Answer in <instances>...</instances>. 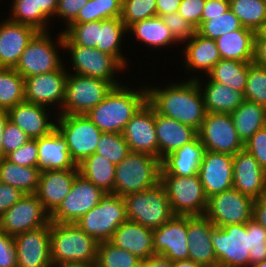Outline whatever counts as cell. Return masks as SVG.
Instances as JSON below:
<instances>
[{"label": "cell", "instance_id": "obj_1", "mask_svg": "<svg viewBox=\"0 0 266 267\" xmlns=\"http://www.w3.org/2000/svg\"><path fill=\"white\" fill-rule=\"evenodd\" d=\"M189 81L171 84L163 89L147 88V102L158 114L199 130L207 114L200 86Z\"/></svg>", "mask_w": 266, "mask_h": 267}, {"label": "cell", "instance_id": "obj_2", "mask_svg": "<svg viewBox=\"0 0 266 267\" xmlns=\"http://www.w3.org/2000/svg\"><path fill=\"white\" fill-rule=\"evenodd\" d=\"M147 102V87L137 91L124 86L113 87L86 116L104 133H121L126 123Z\"/></svg>", "mask_w": 266, "mask_h": 267}, {"label": "cell", "instance_id": "obj_3", "mask_svg": "<svg viewBox=\"0 0 266 267\" xmlns=\"http://www.w3.org/2000/svg\"><path fill=\"white\" fill-rule=\"evenodd\" d=\"M99 242L75 223L50 221L52 263H84L95 265Z\"/></svg>", "mask_w": 266, "mask_h": 267}, {"label": "cell", "instance_id": "obj_4", "mask_svg": "<svg viewBox=\"0 0 266 267\" xmlns=\"http://www.w3.org/2000/svg\"><path fill=\"white\" fill-rule=\"evenodd\" d=\"M161 159L143 152H130L116 165L113 192L120 197L145 191L160 183Z\"/></svg>", "mask_w": 266, "mask_h": 267}, {"label": "cell", "instance_id": "obj_5", "mask_svg": "<svg viewBox=\"0 0 266 267\" xmlns=\"http://www.w3.org/2000/svg\"><path fill=\"white\" fill-rule=\"evenodd\" d=\"M127 221L124 197L106 192L100 202L75 224L98 242L110 241L116 229Z\"/></svg>", "mask_w": 266, "mask_h": 267}, {"label": "cell", "instance_id": "obj_6", "mask_svg": "<svg viewBox=\"0 0 266 267\" xmlns=\"http://www.w3.org/2000/svg\"><path fill=\"white\" fill-rule=\"evenodd\" d=\"M127 220L156 229L167 223L174 213L164 187L135 192L124 197Z\"/></svg>", "mask_w": 266, "mask_h": 267}, {"label": "cell", "instance_id": "obj_7", "mask_svg": "<svg viewBox=\"0 0 266 267\" xmlns=\"http://www.w3.org/2000/svg\"><path fill=\"white\" fill-rule=\"evenodd\" d=\"M160 184L166 191L174 215H205L208 198L198 174L189 177L160 174Z\"/></svg>", "mask_w": 266, "mask_h": 267}, {"label": "cell", "instance_id": "obj_8", "mask_svg": "<svg viewBox=\"0 0 266 267\" xmlns=\"http://www.w3.org/2000/svg\"><path fill=\"white\" fill-rule=\"evenodd\" d=\"M114 86L98 78L69 74L60 115H86L97 106Z\"/></svg>", "mask_w": 266, "mask_h": 267}, {"label": "cell", "instance_id": "obj_9", "mask_svg": "<svg viewBox=\"0 0 266 267\" xmlns=\"http://www.w3.org/2000/svg\"><path fill=\"white\" fill-rule=\"evenodd\" d=\"M56 129L65 139L71 158L78 166L96 152L101 130L86 115H58Z\"/></svg>", "mask_w": 266, "mask_h": 267}, {"label": "cell", "instance_id": "obj_10", "mask_svg": "<svg viewBox=\"0 0 266 267\" xmlns=\"http://www.w3.org/2000/svg\"><path fill=\"white\" fill-rule=\"evenodd\" d=\"M211 240L218 267H250L247 222L224 227L214 226Z\"/></svg>", "mask_w": 266, "mask_h": 267}, {"label": "cell", "instance_id": "obj_11", "mask_svg": "<svg viewBox=\"0 0 266 267\" xmlns=\"http://www.w3.org/2000/svg\"><path fill=\"white\" fill-rule=\"evenodd\" d=\"M59 34L57 43L70 51L75 74L106 80L114 87L121 85L114 79V73L123 69V66L112 55L97 48L63 45V32Z\"/></svg>", "mask_w": 266, "mask_h": 267}, {"label": "cell", "instance_id": "obj_12", "mask_svg": "<svg viewBox=\"0 0 266 267\" xmlns=\"http://www.w3.org/2000/svg\"><path fill=\"white\" fill-rule=\"evenodd\" d=\"M254 200L237 189H229L208 198L205 216L216 227L241 224L253 218Z\"/></svg>", "mask_w": 266, "mask_h": 267}, {"label": "cell", "instance_id": "obj_13", "mask_svg": "<svg viewBox=\"0 0 266 267\" xmlns=\"http://www.w3.org/2000/svg\"><path fill=\"white\" fill-rule=\"evenodd\" d=\"M47 32L49 31H38L21 54L14 69L23 78L53 72L63 67L59 52Z\"/></svg>", "mask_w": 266, "mask_h": 267}, {"label": "cell", "instance_id": "obj_14", "mask_svg": "<svg viewBox=\"0 0 266 267\" xmlns=\"http://www.w3.org/2000/svg\"><path fill=\"white\" fill-rule=\"evenodd\" d=\"M104 193L79 173L75 177L68 195L50 215V221L75 223L100 202Z\"/></svg>", "mask_w": 266, "mask_h": 267}, {"label": "cell", "instance_id": "obj_15", "mask_svg": "<svg viewBox=\"0 0 266 267\" xmlns=\"http://www.w3.org/2000/svg\"><path fill=\"white\" fill-rule=\"evenodd\" d=\"M197 133L205 150L235 155L244 149L231 114L207 113Z\"/></svg>", "mask_w": 266, "mask_h": 267}, {"label": "cell", "instance_id": "obj_16", "mask_svg": "<svg viewBox=\"0 0 266 267\" xmlns=\"http://www.w3.org/2000/svg\"><path fill=\"white\" fill-rule=\"evenodd\" d=\"M50 214L36 194H25L0 217V230L15 236L47 225Z\"/></svg>", "mask_w": 266, "mask_h": 267}, {"label": "cell", "instance_id": "obj_17", "mask_svg": "<svg viewBox=\"0 0 266 267\" xmlns=\"http://www.w3.org/2000/svg\"><path fill=\"white\" fill-rule=\"evenodd\" d=\"M122 135L131 152H143L159 158L155 109L148 102L126 123Z\"/></svg>", "mask_w": 266, "mask_h": 267}, {"label": "cell", "instance_id": "obj_18", "mask_svg": "<svg viewBox=\"0 0 266 267\" xmlns=\"http://www.w3.org/2000/svg\"><path fill=\"white\" fill-rule=\"evenodd\" d=\"M17 267H51L50 222L40 228L13 236Z\"/></svg>", "mask_w": 266, "mask_h": 267}, {"label": "cell", "instance_id": "obj_19", "mask_svg": "<svg viewBox=\"0 0 266 267\" xmlns=\"http://www.w3.org/2000/svg\"><path fill=\"white\" fill-rule=\"evenodd\" d=\"M187 216L174 215L167 223L153 230L154 254L175 262L189 259Z\"/></svg>", "mask_w": 266, "mask_h": 267}, {"label": "cell", "instance_id": "obj_20", "mask_svg": "<svg viewBox=\"0 0 266 267\" xmlns=\"http://www.w3.org/2000/svg\"><path fill=\"white\" fill-rule=\"evenodd\" d=\"M199 178L207 198L233 188V155L205 150Z\"/></svg>", "mask_w": 266, "mask_h": 267}, {"label": "cell", "instance_id": "obj_21", "mask_svg": "<svg viewBox=\"0 0 266 267\" xmlns=\"http://www.w3.org/2000/svg\"><path fill=\"white\" fill-rule=\"evenodd\" d=\"M64 68L63 66L60 70L24 78L25 101L46 106V108L58 102L62 106L68 75Z\"/></svg>", "mask_w": 266, "mask_h": 267}, {"label": "cell", "instance_id": "obj_22", "mask_svg": "<svg viewBox=\"0 0 266 267\" xmlns=\"http://www.w3.org/2000/svg\"><path fill=\"white\" fill-rule=\"evenodd\" d=\"M233 188L253 200L266 193L265 170L245 149L233 155Z\"/></svg>", "mask_w": 266, "mask_h": 267}, {"label": "cell", "instance_id": "obj_23", "mask_svg": "<svg viewBox=\"0 0 266 267\" xmlns=\"http://www.w3.org/2000/svg\"><path fill=\"white\" fill-rule=\"evenodd\" d=\"M213 223L205 215L187 216L189 259L205 267H218L212 245Z\"/></svg>", "mask_w": 266, "mask_h": 267}, {"label": "cell", "instance_id": "obj_24", "mask_svg": "<svg viewBox=\"0 0 266 267\" xmlns=\"http://www.w3.org/2000/svg\"><path fill=\"white\" fill-rule=\"evenodd\" d=\"M38 31L9 19L0 24V67L15 68L21 54Z\"/></svg>", "mask_w": 266, "mask_h": 267}, {"label": "cell", "instance_id": "obj_25", "mask_svg": "<svg viewBox=\"0 0 266 267\" xmlns=\"http://www.w3.org/2000/svg\"><path fill=\"white\" fill-rule=\"evenodd\" d=\"M78 174L79 169L41 171L36 195L50 215L68 195Z\"/></svg>", "mask_w": 266, "mask_h": 267}, {"label": "cell", "instance_id": "obj_26", "mask_svg": "<svg viewBox=\"0 0 266 267\" xmlns=\"http://www.w3.org/2000/svg\"><path fill=\"white\" fill-rule=\"evenodd\" d=\"M45 107L27 101L18 103L7 110L9 121L24 131L29 139L46 136L56 128V124L49 121Z\"/></svg>", "mask_w": 266, "mask_h": 267}, {"label": "cell", "instance_id": "obj_27", "mask_svg": "<svg viewBox=\"0 0 266 267\" xmlns=\"http://www.w3.org/2000/svg\"><path fill=\"white\" fill-rule=\"evenodd\" d=\"M205 147L198 135L181 148L175 149L161 160L160 174L189 177L199 173Z\"/></svg>", "mask_w": 266, "mask_h": 267}, {"label": "cell", "instance_id": "obj_28", "mask_svg": "<svg viewBox=\"0 0 266 267\" xmlns=\"http://www.w3.org/2000/svg\"><path fill=\"white\" fill-rule=\"evenodd\" d=\"M37 146V167L40 171L78 169L65 139L56 128L50 134L38 138Z\"/></svg>", "mask_w": 266, "mask_h": 267}, {"label": "cell", "instance_id": "obj_29", "mask_svg": "<svg viewBox=\"0 0 266 267\" xmlns=\"http://www.w3.org/2000/svg\"><path fill=\"white\" fill-rule=\"evenodd\" d=\"M110 242L116 247L132 253L141 260L155 255L153 229L128 220L116 229Z\"/></svg>", "mask_w": 266, "mask_h": 267}, {"label": "cell", "instance_id": "obj_30", "mask_svg": "<svg viewBox=\"0 0 266 267\" xmlns=\"http://www.w3.org/2000/svg\"><path fill=\"white\" fill-rule=\"evenodd\" d=\"M155 129L159 147V158L162 160L175 149L192 141L197 135L193 127L165 117L155 111Z\"/></svg>", "mask_w": 266, "mask_h": 267}, {"label": "cell", "instance_id": "obj_31", "mask_svg": "<svg viewBox=\"0 0 266 267\" xmlns=\"http://www.w3.org/2000/svg\"><path fill=\"white\" fill-rule=\"evenodd\" d=\"M255 34L253 30L242 27L215 39L221 59L253 62Z\"/></svg>", "mask_w": 266, "mask_h": 267}, {"label": "cell", "instance_id": "obj_32", "mask_svg": "<svg viewBox=\"0 0 266 267\" xmlns=\"http://www.w3.org/2000/svg\"><path fill=\"white\" fill-rule=\"evenodd\" d=\"M195 80L200 86L203 103L207 113L231 114L245 100L242 92L232 89L225 84L214 82L209 78L203 91L200 80L198 78Z\"/></svg>", "mask_w": 266, "mask_h": 267}, {"label": "cell", "instance_id": "obj_33", "mask_svg": "<svg viewBox=\"0 0 266 267\" xmlns=\"http://www.w3.org/2000/svg\"><path fill=\"white\" fill-rule=\"evenodd\" d=\"M187 45L184 51L186 68L194 71L201 70L207 73L211 72L213 67L221 60L218 47L214 39L195 34L186 41Z\"/></svg>", "mask_w": 266, "mask_h": 267}, {"label": "cell", "instance_id": "obj_34", "mask_svg": "<svg viewBox=\"0 0 266 267\" xmlns=\"http://www.w3.org/2000/svg\"><path fill=\"white\" fill-rule=\"evenodd\" d=\"M239 139L243 144L266 125V107L254 102H244L231 113Z\"/></svg>", "mask_w": 266, "mask_h": 267}, {"label": "cell", "instance_id": "obj_35", "mask_svg": "<svg viewBox=\"0 0 266 267\" xmlns=\"http://www.w3.org/2000/svg\"><path fill=\"white\" fill-rule=\"evenodd\" d=\"M40 173L38 167L20 166L5 157L0 159V182L16 187L24 194H36Z\"/></svg>", "mask_w": 266, "mask_h": 267}, {"label": "cell", "instance_id": "obj_36", "mask_svg": "<svg viewBox=\"0 0 266 267\" xmlns=\"http://www.w3.org/2000/svg\"><path fill=\"white\" fill-rule=\"evenodd\" d=\"M79 173L103 192H113L116 165L94 153L78 165Z\"/></svg>", "mask_w": 266, "mask_h": 267}, {"label": "cell", "instance_id": "obj_37", "mask_svg": "<svg viewBox=\"0 0 266 267\" xmlns=\"http://www.w3.org/2000/svg\"><path fill=\"white\" fill-rule=\"evenodd\" d=\"M129 31H132L139 41L154 48L168 46L177 42L162 18L157 15L134 23L128 28Z\"/></svg>", "mask_w": 266, "mask_h": 267}, {"label": "cell", "instance_id": "obj_38", "mask_svg": "<svg viewBox=\"0 0 266 267\" xmlns=\"http://www.w3.org/2000/svg\"><path fill=\"white\" fill-rule=\"evenodd\" d=\"M128 31L121 17L99 20V42L97 49L101 52L112 55L123 67L126 65V59L123 57L121 40L123 35Z\"/></svg>", "mask_w": 266, "mask_h": 267}, {"label": "cell", "instance_id": "obj_39", "mask_svg": "<svg viewBox=\"0 0 266 267\" xmlns=\"http://www.w3.org/2000/svg\"><path fill=\"white\" fill-rule=\"evenodd\" d=\"M249 64L237 60L221 59L207 76L214 82L225 84L243 93L247 82Z\"/></svg>", "mask_w": 266, "mask_h": 267}, {"label": "cell", "instance_id": "obj_40", "mask_svg": "<svg viewBox=\"0 0 266 267\" xmlns=\"http://www.w3.org/2000/svg\"><path fill=\"white\" fill-rule=\"evenodd\" d=\"M25 101V80L14 68L0 67V110Z\"/></svg>", "mask_w": 266, "mask_h": 267}, {"label": "cell", "instance_id": "obj_41", "mask_svg": "<svg viewBox=\"0 0 266 267\" xmlns=\"http://www.w3.org/2000/svg\"><path fill=\"white\" fill-rule=\"evenodd\" d=\"M230 9L243 27L257 32L266 20V3L263 0H229Z\"/></svg>", "mask_w": 266, "mask_h": 267}, {"label": "cell", "instance_id": "obj_42", "mask_svg": "<svg viewBox=\"0 0 266 267\" xmlns=\"http://www.w3.org/2000/svg\"><path fill=\"white\" fill-rule=\"evenodd\" d=\"M123 0H88L71 23H85L121 17Z\"/></svg>", "mask_w": 266, "mask_h": 267}, {"label": "cell", "instance_id": "obj_43", "mask_svg": "<svg viewBox=\"0 0 266 267\" xmlns=\"http://www.w3.org/2000/svg\"><path fill=\"white\" fill-rule=\"evenodd\" d=\"M243 26L238 17L228 9L224 14L217 16H202L201 24L196 32L209 39H217L222 35L241 29Z\"/></svg>", "mask_w": 266, "mask_h": 267}, {"label": "cell", "instance_id": "obj_44", "mask_svg": "<svg viewBox=\"0 0 266 267\" xmlns=\"http://www.w3.org/2000/svg\"><path fill=\"white\" fill-rule=\"evenodd\" d=\"M13 2L9 20L32 26L37 31H47L49 18L38 7L37 0H14Z\"/></svg>", "mask_w": 266, "mask_h": 267}, {"label": "cell", "instance_id": "obj_45", "mask_svg": "<svg viewBox=\"0 0 266 267\" xmlns=\"http://www.w3.org/2000/svg\"><path fill=\"white\" fill-rule=\"evenodd\" d=\"M140 263V258L110 241L99 242L95 267H139Z\"/></svg>", "mask_w": 266, "mask_h": 267}, {"label": "cell", "instance_id": "obj_46", "mask_svg": "<svg viewBox=\"0 0 266 267\" xmlns=\"http://www.w3.org/2000/svg\"><path fill=\"white\" fill-rule=\"evenodd\" d=\"M99 42V21L70 23L63 32V45L96 48Z\"/></svg>", "mask_w": 266, "mask_h": 267}, {"label": "cell", "instance_id": "obj_47", "mask_svg": "<svg viewBox=\"0 0 266 267\" xmlns=\"http://www.w3.org/2000/svg\"><path fill=\"white\" fill-rule=\"evenodd\" d=\"M130 148L121 133H102L96 152L118 165L129 153Z\"/></svg>", "mask_w": 266, "mask_h": 267}, {"label": "cell", "instance_id": "obj_48", "mask_svg": "<svg viewBox=\"0 0 266 267\" xmlns=\"http://www.w3.org/2000/svg\"><path fill=\"white\" fill-rule=\"evenodd\" d=\"M244 99L266 107V69L249 64Z\"/></svg>", "mask_w": 266, "mask_h": 267}, {"label": "cell", "instance_id": "obj_49", "mask_svg": "<svg viewBox=\"0 0 266 267\" xmlns=\"http://www.w3.org/2000/svg\"><path fill=\"white\" fill-rule=\"evenodd\" d=\"M156 15V0H123L121 20L127 28Z\"/></svg>", "mask_w": 266, "mask_h": 267}, {"label": "cell", "instance_id": "obj_50", "mask_svg": "<svg viewBox=\"0 0 266 267\" xmlns=\"http://www.w3.org/2000/svg\"><path fill=\"white\" fill-rule=\"evenodd\" d=\"M247 233L250 241V266L266 260V229L254 218L247 221Z\"/></svg>", "mask_w": 266, "mask_h": 267}, {"label": "cell", "instance_id": "obj_51", "mask_svg": "<svg viewBox=\"0 0 266 267\" xmlns=\"http://www.w3.org/2000/svg\"><path fill=\"white\" fill-rule=\"evenodd\" d=\"M161 18L177 42L190 39L196 32V29L178 12L162 15Z\"/></svg>", "mask_w": 266, "mask_h": 267}, {"label": "cell", "instance_id": "obj_52", "mask_svg": "<svg viewBox=\"0 0 266 267\" xmlns=\"http://www.w3.org/2000/svg\"><path fill=\"white\" fill-rule=\"evenodd\" d=\"M5 158L20 166L37 167V139H29L24 145L9 153Z\"/></svg>", "mask_w": 266, "mask_h": 267}, {"label": "cell", "instance_id": "obj_53", "mask_svg": "<svg viewBox=\"0 0 266 267\" xmlns=\"http://www.w3.org/2000/svg\"><path fill=\"white\" fill-rule=\"evenodd\" d=\"M29 140V137L17 125L11 121L5 125L2 142L4 148V157L17 150Z\"/></svg>", "mask_w": 266, "mask_h": 267}, {"label": "cell", "instance_id": "obj_54", "mask_svg": "<svg viewBox=\"0 0 266 267\" xmlns=\"http://www.w3.org/2000/svg\"><path fill=\"white\" fill-rule=\"evenodd\" d=\"M244 149L266 170V125L246 141Z\"/></svg>", "mask_w": 266, "mask_h": 267}, {"label": "cell", "instance_id": "obj_55", "mask_svg": "<svg viewBox=\"0 0 266 267\" xmlns=\"http://www.w3.org/2000/svg\"><path fill=\"white\" fill-rule=\"evenodd\" d=\"M206 0H182L178 13L183 16L195 29L201 24L202 11Z\"/></svg>", "mask_w": 266, "mask_h": 267}, {"label": "cell", "instance_id": "obj_56", "mask_svg": "<svg viewBox=\"0 0 266 267\" xmlns=\"http://www.w3.org/2000/svg\"><path fill=\"white\" fill-rule=\"evenodd\" d=\"M0 267H17V249L13 236L0 230Z\"/></svg>", "mask_w": 266, "mask_h": 267}, {"label": "cell", "instance_id": "obj_57", "mask_svg": "<svg viewBox=\"0 0 266 267\" xmlns=\"http://www.w3.org/2000/svg\"><path fill=\"white\" fill-rule=\"evenodd\" d=\"M88 0H58L55 15L64 17L66 27L77 17L81 8L87 4Z\"/></svg>", "mask_w": 266, "mask_h": 267}, {"label": "cell", "instance_id": "obj_58", "mask_svg": "<svg viewBox=\"0 0 266 267\" xmlns=\"http://www.w3.org/2000/svg\"><path fill=\"white\" fill-rule=\"evenodd\" d=\"M24 195L25 194L16 187L0 182V217Z\"/></svg>", "mask_w": 266, "mask_h": 267}, {"label": "cell", "instance_id": "obj_59", "mask_svg": "<svg viewBox=\"0 0 266 267\" xmlns=\"http://www.w3.org/2000/svg\"><path fill=\"white\" fill-rule=\"evenodd\" d=\"M228 9H230V2L227 0H206L202 16L222 15Z\"/></svg>", "mask_w": 266, "mask_h": 267}, {"label": "cell", "instance_id": "obj_60", "mask_svg": "<svg viewBox=\"0 0 266 267\" xmlns=\"http://www.w3.org/2000/svg\"><path fill=\"white\" fill-rule=\"evenodd\" d=\"M253 63L266 69V37L255 34Z\"/></svg>", "mask_w": 266, "mask_h": 267}, {"label": "cell", "instance_id": "obj_61", "mask_svg": "<svg viewBox=\"0 0 266 267\" xmlns=\"http://www.w3.org/2000/svg\"><path fill=\"white\" fill-rule=\"evenodd\" d=\"M253 218L266 229V193L254 200Z\"/></svg>", "mask_w": 266, "mask_h": 267}, {"label": "cell", "instance_id": "obj_62", "mask_svg": "<svg viewBox=\"0 0 266 267\" xmlns=\"http://www.w3.org/2000/svg\"><path fill=\"white\" fill-rule=\"evenodd\" d=\"M182 0H156L157 16L178 12Z\"/></svg>", "mask_w": 266, "mask_h": 267}, {"label": "cell", "instance_id": "obj_63", "mask_svg": "<svg viewBox=\"0 0 266 267\" xmlns=\"http://www.w3.org/2000/svg\"><path fill=\"white\" fill-rule=\"evenodd\" d=\"M139 267H173V261L169 258L155 254L145 260H141Z\"/></svg>", "mask_w": 266, "mask_h": 267}, {"label": "cell", "instance_id": "obj_64", "mask_svg": "<svg viewBox=\"0 0 266 267\" xmlns=\"http://www.w3.org/2000/svg\"><path fill=\"white\" fill-rule=\"evenodd\" d=\"M40 10L49 18L55 15L58 0H37Z\"/></svg>", "mask_w": 266, "mask_h": 267}, {"label": "cell", "instance_id": "obj_65", "mask_svg": "<svg viewBox=\"0 0 266 267\" xmlns=\"http://www.w3.org/2000/svg\"><path fill=\"white\" fill-rule=\"evenodd\" d=\"M9 120L8 112L7 110H0V159L4 158V148H3V142H2V137H3V132L6 123Z\"/></svg>", "mask_w": 266, "mask_h": 267}, {"label": "cell", "instance_id": "obj_66", "mask_svg": "<svg viewBox=\"0 0 266 267\" xmlns=\"http://www.w3.org/2000/svg\"><path fill=\"white\" fill-rule=\"evenodd\" d=\"M173 267H205V266L196 263L191 259H187V260H178L173 262Z\"/></svg>", "mask_w": 266, "mask_h": 267}, {"label": "cell", "instance_id": "obj_67", "mask_svg": "<svg viewBox=\"0 0 266 267\" xmlns=\"http://www.w3.org/2000/svg\"><path fill=\"white\" fill-rule=\"evenodd\" d=\"M51 267H95V265L70 262V263H52Z\"/></svg>", "mask_w": 266, "mask_h": 267}, {"label": "cell", "instance_id": "obj_68", "mask_svg": "<svg viewBox=\"0 0 266 267\" xmlns=\"http://www.w3.org/2000/svg\"><path fill=\"white\" fill-rule=\"evenodd\" d=\"M257 33L262 37H266V20L263 22L262 27L257 31Z\"/></svg>", "mask_w": 266, "mask_h": 267}, {"label": "cell", "instance_id": "obj_69", "mask_svg": "<svg viewBox=\"0 0 266 267\" xmlns=\"http://www.w3.org/2000/svg\"><path fill=\"white\" fill-rule=\"evenodd\" d=\"M250 267H266V260L261 261V262H257L253 265H251Z\"/></svg>", "mask_w": 266, "mask_h": 267}, {"label": "cell", "instance_id": "obj_70", "mask_svg": "<svg viewBox=\"0 0 266 267\" xmlns=\"http://www.w3.org/2000/svg\"><path fill=\"white\" fill-rule=\"evenodd\" d=\"M265 186H266V170H265Z\"/></svg>", "mask_w": 266, "mask_h": 267}]
</instances>
